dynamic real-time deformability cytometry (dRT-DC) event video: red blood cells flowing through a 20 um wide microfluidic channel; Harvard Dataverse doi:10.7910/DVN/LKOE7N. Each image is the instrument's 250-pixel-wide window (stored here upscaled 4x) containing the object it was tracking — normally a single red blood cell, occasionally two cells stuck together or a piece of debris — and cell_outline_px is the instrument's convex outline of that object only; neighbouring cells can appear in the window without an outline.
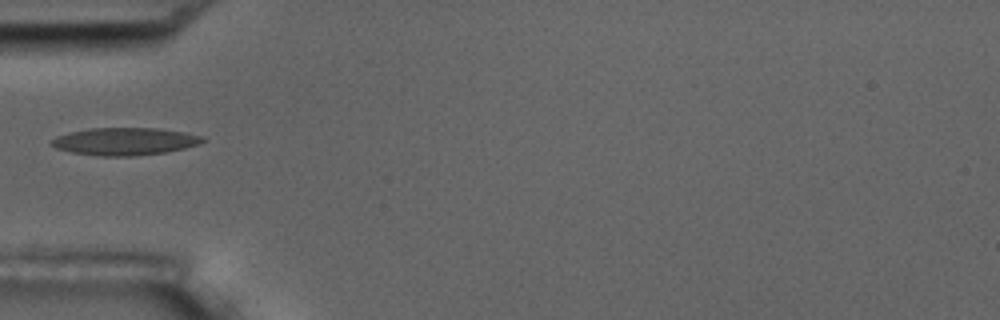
{"species": "common noctule bat (a hibernating species)", "species_latin": "Nyctalus noctula", "temperature_condition": "room temperature", "stored_images_in_passage": 17, "camera_frame_rate_fps": 3000, "um_per_image_px": 0.085, "animal": {"sex": "male", "body_mass_g": 17.5, "forearm_length_mm": 52.3}, "frame": {"image": 1, "passage_image": 6, "time_ms": 6.0, "image_size_px": [1000, 320], "cell_outline_px": [[208, 140], [200, 144], [184, 148], [164, 152], [136, 156], [100, 156], [72, 152], [56, 148], [48, 144], [48, 140], [56, 136], [68, 132], [88, 128], [156, 128], [184, 132], [204, 136]], "centroid_in_image_um": [10.58, 12.01], "position_along_channel_um": 74.4, "area_um2": 24.51}}
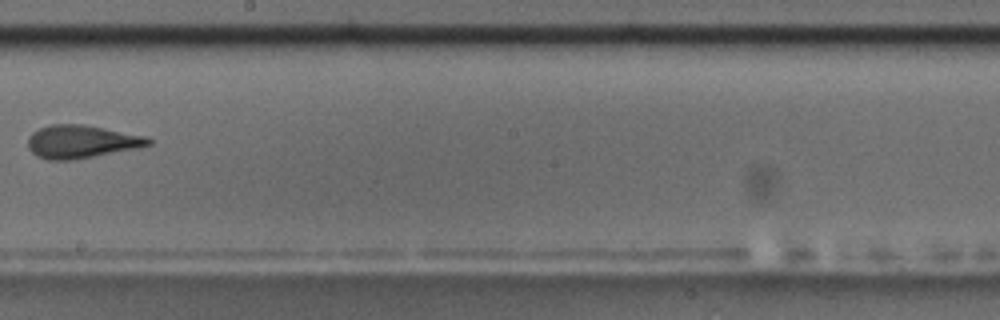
{"frame": {"image": 2, "passage_image": 10, "time_ms": 10.667, "image_size_px": [1000, 320], "cell_outline_px": [[152, 144], [136, 148], [72, 160], [48, 160], [36, 156], [28, 148], [28, 136], [32, 132], [48, 124], [84, 124], [148, 136], [152, 140]], "centroid_in_image_um": [6.9, 12.03], "position_along_channel_um": 241.3, "area_um2": 23.29}, "authors_computed_cell_mechanics": {"area_um2": 23.2934, "velocity_mm_per_s": 3.5771, "shape_relaxation_time_tau1_ms": null, "shape_relaxation_time_tau2_ms": 2.5866, "deformation_change_tau1": null, "deformation_change_tau2": 0.1147}}